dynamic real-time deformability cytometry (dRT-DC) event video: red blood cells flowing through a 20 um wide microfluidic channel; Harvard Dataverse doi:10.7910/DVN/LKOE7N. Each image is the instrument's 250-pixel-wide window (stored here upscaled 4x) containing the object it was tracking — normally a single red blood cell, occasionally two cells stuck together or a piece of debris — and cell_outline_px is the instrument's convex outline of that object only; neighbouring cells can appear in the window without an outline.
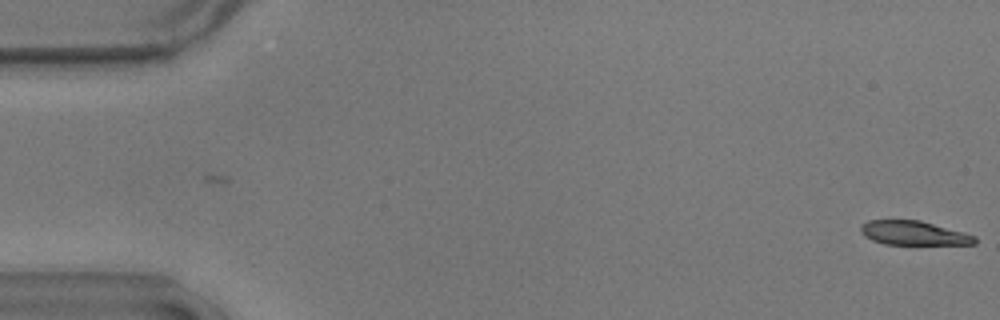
{"species": "common noctule bat (a hibernating species)", "species_latin": "Nyctalus noctula", "temperature_condition": "warm", "stored_images_in_passage": 4, "camera_frame_rate_fps": 3000, "um_per_image_px": 0.085, "animal": {"sex": "male", "body_mass_g": 17.9}, "frame": {"image": 1, "passage_image": 4, "time_ms": 1.0, "image_size_px": [1000, 320], "cell_outline_px": [[976, 244], [884, 244], [872, 240], [864, 236], [860, 232], [860, 224], [868, 220], [920, 220], [964, 232], [976, 236]], "centroid_in_image_um": [77.63, 19.8], "position_along_channel_um": 7.4, "area_um2": 16.07}}